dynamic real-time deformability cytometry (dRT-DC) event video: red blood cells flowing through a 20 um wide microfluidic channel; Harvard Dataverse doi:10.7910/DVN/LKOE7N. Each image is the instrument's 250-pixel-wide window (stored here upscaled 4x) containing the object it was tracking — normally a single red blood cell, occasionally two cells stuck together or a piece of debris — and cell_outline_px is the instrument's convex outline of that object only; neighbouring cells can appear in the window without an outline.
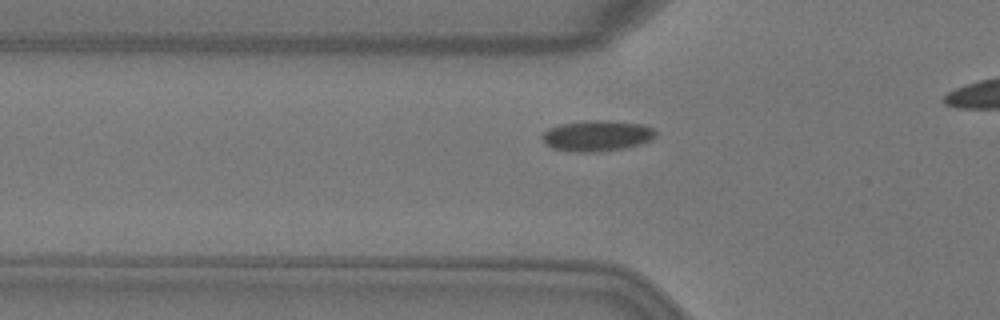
{"species": "Egyptian fruit bat (a non-hibernating species)", "species_latin": "Rousettus aegyptiacus", "temperature_condition": "warm", "stored_images_in_passage": 39, "camera_frame_rate_fps": 3000, "um_per_image_px": 0.085, "animal": {"sex": "female"}, "frame": {"image": 1, "passage_image": 13, "time_ms": 4.0, "image_size_px": [1000, 320], "cell_outline_px": [[656, 136], [652, 140], [640, 144], [624, 148], [592, 152], [580, 152], [556, 148], [544, 144], [540, 136], [548, 128], [560, 124], [588, 120], [608, 120], [644, 124], [652, 128], [656, 132]], "centroid_in_image_um": [50.75, 11.52], "position_along_channel_um": 75.0, "area_um2": 20.4}}
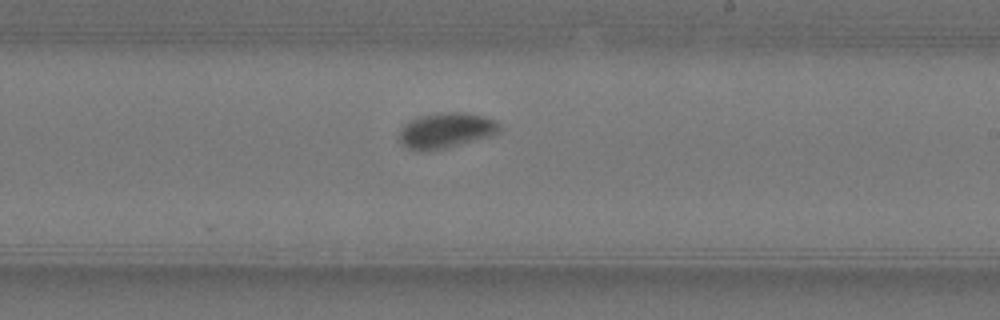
{"frame": {"image": 2, "passage_image": 26, "time_ms": 8.333, "image_size_px": [1000, 320], "cell_outline_px": [[500, 132], [488, 136], [444, 148], [428, 152], [420, 152], [408, 148], [400, 144], [400, 128], [408, 120], [420, 116], [440, 112], [464, 112], [484, 116], [496, 120], [500, 124]], "centroid_in_image_um": [37.87, 11.08], "position_along_channel_um": 251.1, "area_um2": 20.81}}
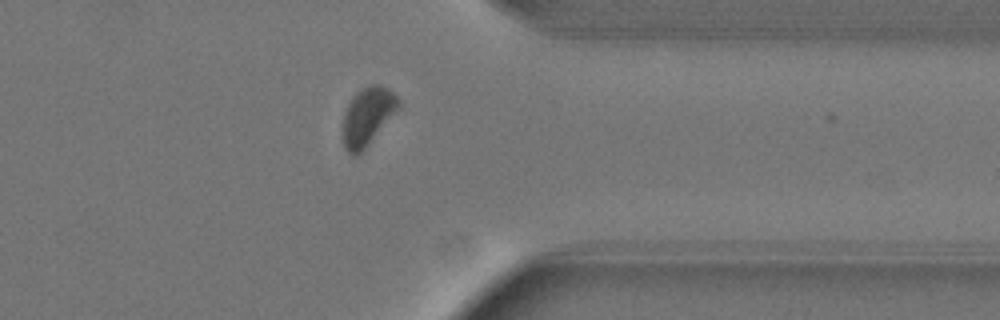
{"frame": {"image": 3, "passage_image": 36, "time_ms": 11.667, "image_size_px": [1000, 320], "cell_outline_px": [[400, 108], [360, 156], [352, 156], [344, 148], [344, 112], [352, 96], [360, 88], [368, 84], [380, 84], [388, 88], [400, 100]], "centroid_in_image_um": [31.27, 9.9], "position_along_channel_um": 380.1, "area_um2": 19.25}}